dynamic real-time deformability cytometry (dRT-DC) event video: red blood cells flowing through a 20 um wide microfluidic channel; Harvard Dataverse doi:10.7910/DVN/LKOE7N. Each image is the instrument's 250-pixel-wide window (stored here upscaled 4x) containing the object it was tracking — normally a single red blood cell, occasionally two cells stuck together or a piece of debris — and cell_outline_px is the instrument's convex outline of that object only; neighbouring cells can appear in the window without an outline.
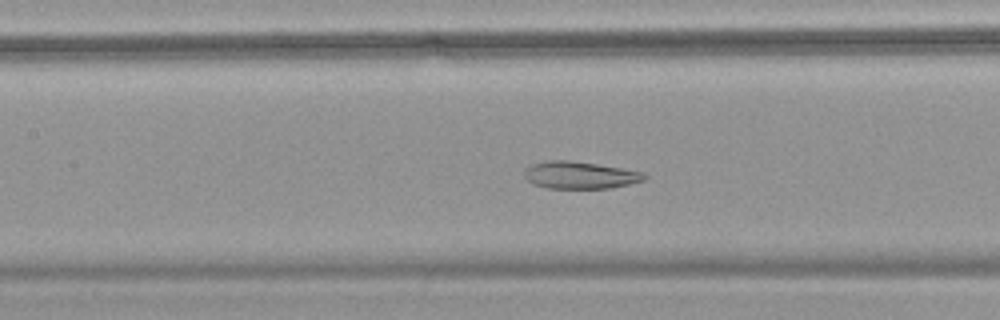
{"species": "common noctule bat (a hibernating species)", "species_latin": "Nyctalus noctula", "temperature_condition": "warm", "stored_images_in_passage": 58, "camera_frame_rate_fps": 3000, "um_per_image_px": 0.085, "animal": {"sex": "female", "body_mass_g": 18.4}, "frame": {"image": 1, "passage_image": 28, "time_ms": 9.0, "image_size_px": [1000, 320], "cell_outline_px": [[648, 176], [644, 180], [612, 188], [548, 188], [536, 184], [528, 180], [524, 176], [524, 168], [532, 164], [544, 160], [568, 160], [596, 164], [644, 172]], "centroid_in_image_um": [49.28, 14.88], "position_along_channel_um": 158.1, "area_um2": 18.96}}
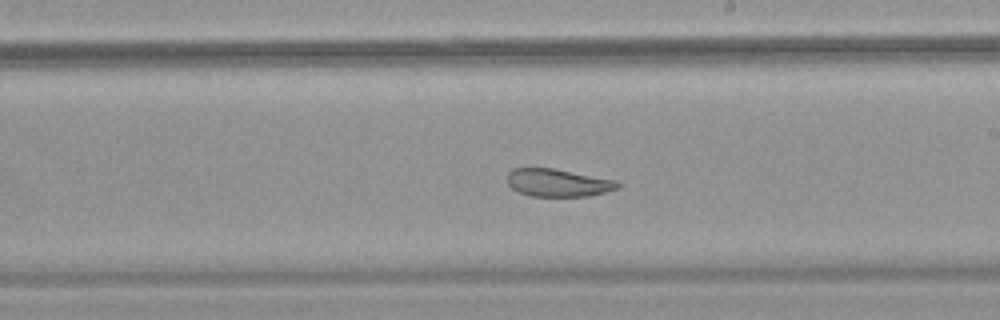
{"frame": {"image": 2, "passage_image": 35, "time_ms": 11.333, "image_size_px": [1000, 320], "cell_outline_px": [[620, 184], [616, 188], [604, 192], [588, 196], [532, 196], [520, 192], [512, 188], [508, 184], [508, 172], [512, 168], [552, 168], [616, 180]], "centroid_in_image_um": [47.4, 15.53], "position_along_channel_um": 241.6, "area_um2": 17.57}}
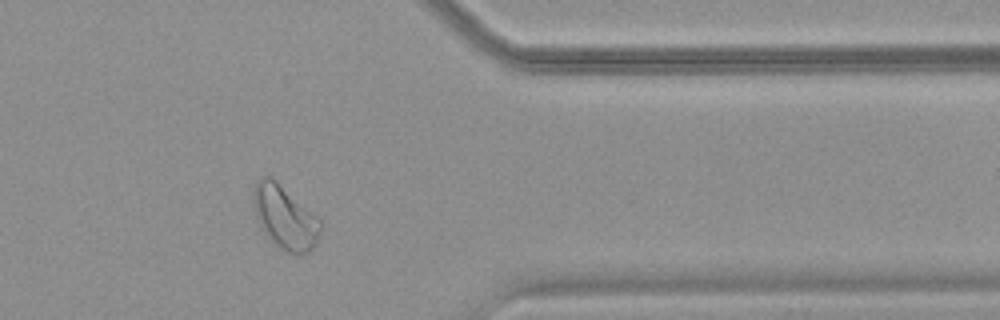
{"frame": {"image": 3, "passage_image": 48, "time_ms": 15.667, "image_size_px": [1000, 320], "cell_outline_px": [[320, 228], [316, 244], [308, 252], [288, 252], [280, 248], [260, 228], [256, 220], [252, 204], [252, 188], [256, 180], [260, 176], [272, 176], [316, 216], [320, 220]], "centroid_in_image_um": [24.13, 18.4], "position_along_channel_um": 387.3, "area_um2": 24.68}, "authors_computed_cell_mechanics": {"area_um2": 26.299, "velocity_mm_per_s": 3.6064, "shape_relaxation_time_tau1_ms": null, "shape_relaxation_time_tau2_ms": 2.178, "deformation_change_tau1": null, "deformation_change_tau2": 0.0853}}